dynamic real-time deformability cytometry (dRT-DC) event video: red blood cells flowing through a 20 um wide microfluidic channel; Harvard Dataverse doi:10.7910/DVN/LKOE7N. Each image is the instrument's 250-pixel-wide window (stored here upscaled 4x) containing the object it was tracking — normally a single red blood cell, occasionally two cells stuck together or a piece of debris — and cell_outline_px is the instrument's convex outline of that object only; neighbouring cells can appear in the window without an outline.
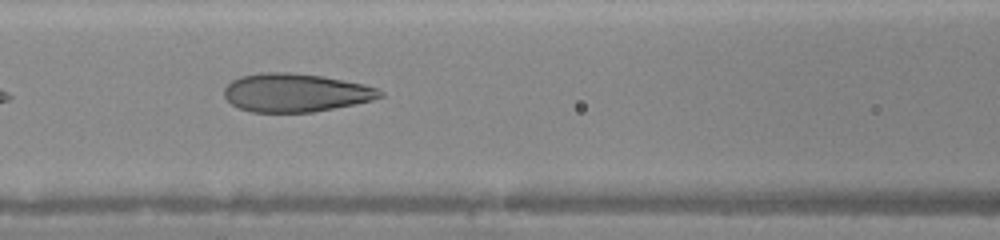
{"species": "human", "species_latin": "Homo sapiens", "temperature_condition": "warm", "stored_images_in_passage": 32, "camera_frame_rate_fps": 3000, "um_per_image_px": 0.085, "donor": {"sex": "female"}, "frame": {"image": 1, "passage_image": 7, "time_ms": 2.0, "image_size_px": [1000, 240], "cell_outline_px": [[384, 96], [372, 100], [312, 112], [252, 112], [240, 108], [232, 104], [224, 96], [224, 88], [232, 80], [240, 76], [260, 72], [292, 72], [320, 76], [364, 84], [376, 88], [384, 92]], "centroid_in_image_um": [25.1, 7.87], "position_along_channel_um": 141.5, "area_um2": 34.68}}
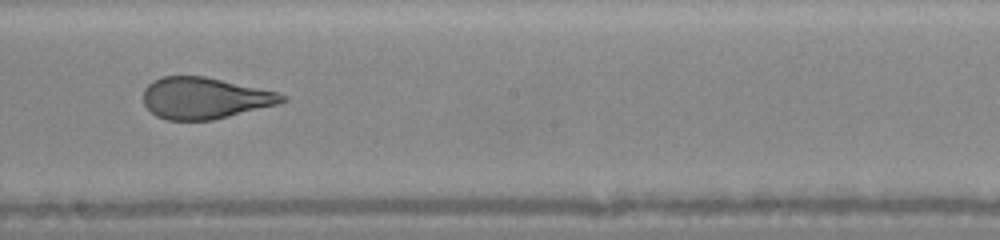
{"frame": {"image": 2, "passage_image": 13, "time_ms": 4.0, "image_size_px": [1000, 240], "cell_outline_px": [[288, 100], [276, 104], [212, 120], [168, 120], [156, 116], [144, 104], [144, 88], [148, 84], [164, 76], [204, 76], [276, 92], [288, 96]], "centroid_in_image_um": [17.38, 8.34], "position_along_channel_um": 230.8, "area_um2": 33.0}}
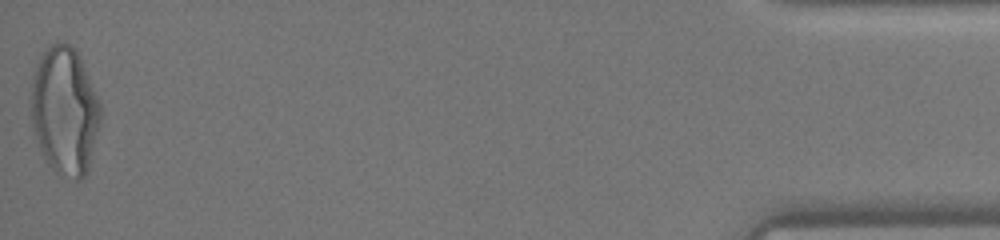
{"frame": {"image": 3, "passage_image": 32, "time_ms": 10.333, "image_size_px": [1000, 240], "cell_outline_px": [[100, 120], [88, 168], [84, 176], [80, 180], [76, 180], [56, 172], [44, 160], [32, 124], [32, 80], [36, 64], [40, 56], [56, 40], [64, 40], [80, 56], [100, 104]], "centroid_in_image_um": [5.49, 9.4], "position_along_channel_um": 429.7, "area_um2": 51.15}}